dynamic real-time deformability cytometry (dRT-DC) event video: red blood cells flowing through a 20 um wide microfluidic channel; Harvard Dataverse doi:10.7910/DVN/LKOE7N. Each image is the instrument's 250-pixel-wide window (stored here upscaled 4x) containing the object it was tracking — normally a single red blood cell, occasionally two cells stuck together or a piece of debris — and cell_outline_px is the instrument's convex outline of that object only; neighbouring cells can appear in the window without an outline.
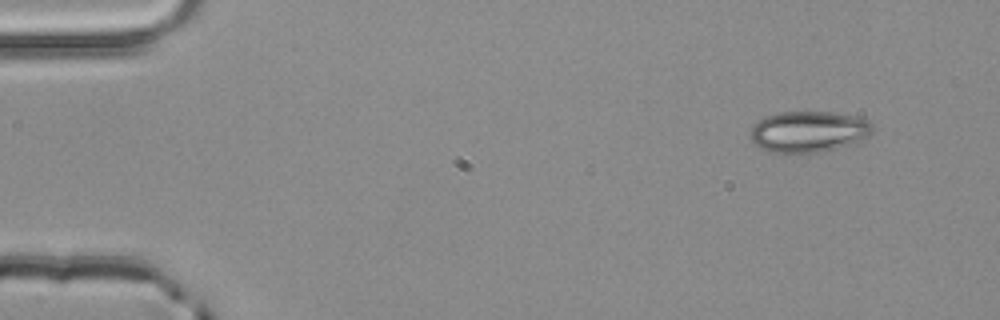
{"species": "common noctule bat (a hibernating species)", "species_latin": "Nyctalus noctula", "temperature_condition": "room temperature", "stored_images_in_passage": 3, "camera_frame_rate_fps": 3000, "um_per_image_px": 0.085, "animal": {"sex": "male", "body_mass_g": 20.4}, "frame": {"image": 1, "passage_image": 1, "time_ms": 0.0, "image_size_px": [1000, 320], "cell_outline_px": [[872, 132], [868, 136], [852, 144], [820, 152], [788, 156], [772, 152], [756, 144], [748, 136], [752, 128], [760, 120], [768, 116], [780, 112], [832, 112], [856, 116], [868, 120], [872, 124]], "centroid_in_image_um": [68.73, 11.22], "position_along_channel_um": 16.3, "area_um2": 29.59}}